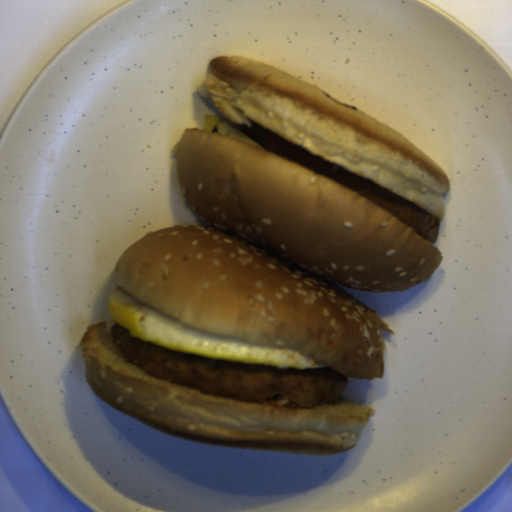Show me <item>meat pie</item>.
<instances>
[{
	"instance_id": "meat-pie-1",
	"label": "meat pie",
	"mask_w": 512,
	"mask_h": 512,
	"mask_svg": "<svg viewBox=\"0 0 512 512\" xmlns=\"http://www.w3.org/2000/svg\"><path fill=\"white\" fill-rule=\"evenodd\" d=\"M111 342L135 367L179 385L236 399L269 402L282 396L296 405L311 406L339 400L349 384L332 368L295 370L250 365L166 350L132 338L117 322Z\"/></svg>"
},
{
	"instance_id": "meat-pie-2",
	"label": "meat pie",
	"mask_w": 512,
	"mask_h": 512,
	"mask_svg": "<svg viewBox=\"0 0 512 512\" xmlns=\"http://www.w3.org/2000/svg\"><path fill=\"white\" fill-rule=\"evenodd\" d=\"M232 123L263 149L317 172L374 203L431 243L437 242L440 220L418 206L304 149L273 130L261 127L254 122L253 126Z\"/></svg>"
}]
</instances>
